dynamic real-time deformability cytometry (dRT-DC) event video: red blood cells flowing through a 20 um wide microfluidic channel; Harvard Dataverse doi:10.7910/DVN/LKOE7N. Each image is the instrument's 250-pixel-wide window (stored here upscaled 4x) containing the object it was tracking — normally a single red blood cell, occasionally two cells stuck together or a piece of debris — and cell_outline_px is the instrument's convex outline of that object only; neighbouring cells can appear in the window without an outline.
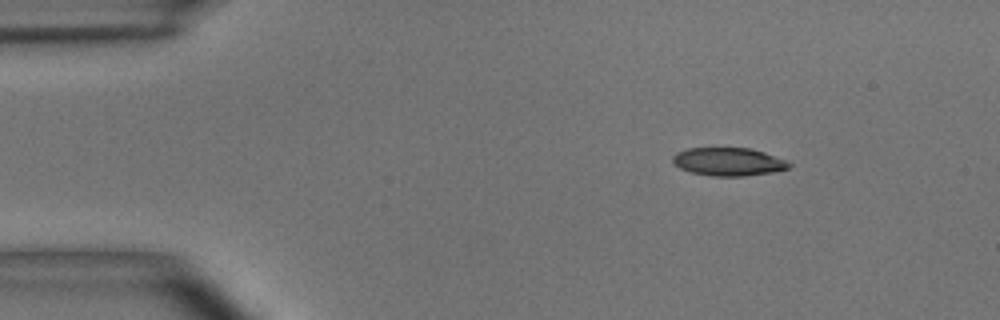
{"species": "common noctule bat (a hibernating species)", "species_latin": "Nyctalus noctula", "temperature_condition": "room temperature", "stored_images_in_passage": 5, "segment_of_instrument_passage": [1, 2], "camera_frame_rate_fps": 3000, "um_per_image_px": 0.085, "animal": {"sex": "male", "body_mass_g": 15.6}, "frame": {"image": 1, "passage_image": 2, "time_ms": 0.333, "image_size_px": [1000, 320], "cell_outline_px": [[792, 168], [772, 172], [744, 176], [712, 176], [692, 172], [680, 168], [672, 164], [672, 156], [676, 152], [688, 148], [752, 148], [764, 152], [784, 160], [792, 164]], "centroid_in_image_um": [61.9, 13.74], "position_along_channel_um": 23.1, "area_um2": 19.13}}